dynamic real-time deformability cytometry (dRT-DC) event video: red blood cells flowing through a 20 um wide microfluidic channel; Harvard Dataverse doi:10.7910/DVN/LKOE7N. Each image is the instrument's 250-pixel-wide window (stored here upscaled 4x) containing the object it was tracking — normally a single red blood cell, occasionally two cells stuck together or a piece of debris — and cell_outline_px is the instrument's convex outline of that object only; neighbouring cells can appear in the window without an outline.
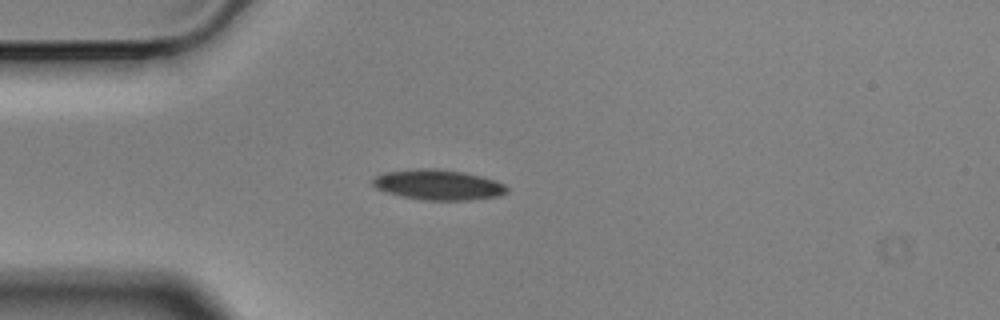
{"species": "Egyptian fruit bat (a non-hibernating species)", "species_latin": "Rousettus aegyptiacus", "temperature_condition": "cold", "stored_images_in_passage": 9, "camera_frame_rate_fps": 3000, "um_per_image_px": 0.085, "animal": {"sex": "male"}, "frame": {"image": 1, "passage_image": 2, "time_ms": 0.333, "image_size_px": [1000, 320], "cell_outline_px": [[508, 192], [500, 196], [464, 200], [424, 200], [404, 196], [388, 192], [376, 188], [372, 184], [372, 180], [376, 176], [384, 172], [416, 168], [436, 168], [464, 172], [496, 180], [504, 184], [508, 188]], "centroid_in_image_um": [37.27, 15.69], "position_along_channel_um": 47.7, "area_um2": 23.64}}
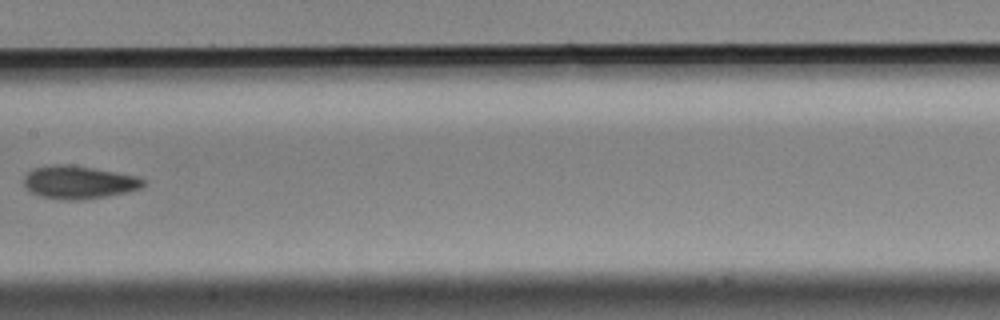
{"frame": {"image": 2, "passage_image": 6, "time_ms": 1.667, "image_size_px": [1000, 320], "cell_outline_px": [[148, 180], [140, 188], [128, 192], [80, 200], [64, 200], [40, 196], [28, 192], [24, 188], [24, 176], [32, 168], [52, 164], [68, 164], [92, 168], [136, 176]], "centroid_in_image_um": [6.64, 15.49], "position_along_channel_um": 200.8, "area_um2": 23.06}}
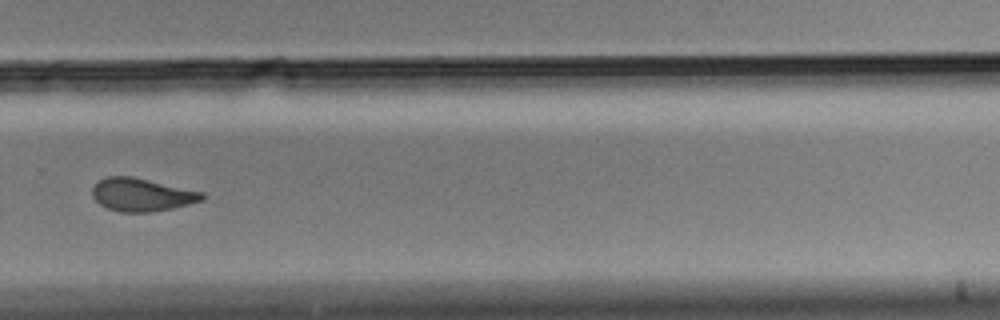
{"frame": {"image": 3, "passage_image": 9, "time_ms": 2.667, "image_size_px": [1000, 320], "cell_outline_px": [[204, 200], [172, 208], [152, 212], [120, 212], [108, 208], [100, 204], [92, 196], [92, 188], [100, 180], [108, 176], [132, 176], [204, 192]], "centroid_in_image_um": [12.06, 16.55], "position_along_channel_um": 317.7, "area_um2": 21.04}}